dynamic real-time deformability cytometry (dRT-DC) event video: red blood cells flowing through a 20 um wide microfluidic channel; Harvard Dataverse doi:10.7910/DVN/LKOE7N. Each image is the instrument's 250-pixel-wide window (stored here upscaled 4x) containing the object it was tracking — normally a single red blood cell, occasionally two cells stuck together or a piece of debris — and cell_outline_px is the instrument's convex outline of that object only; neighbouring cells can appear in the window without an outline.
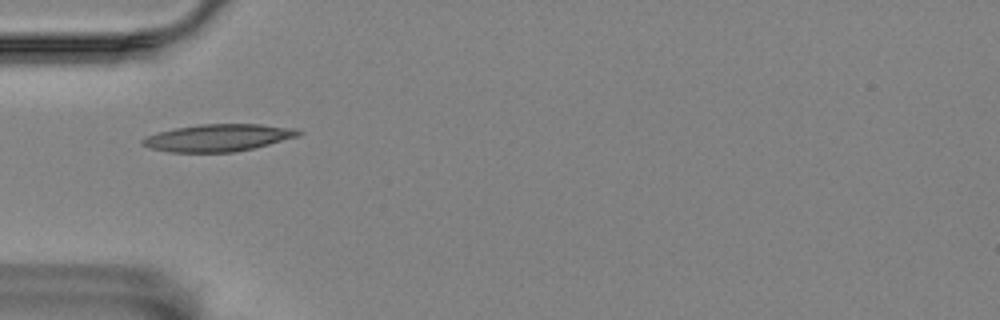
{"species": "Egyptian fruit bat (a non-hibernating species)", "species_latin": "Rousettus aegyptiacus", "temperature_condition": "room temperature", "stored_images_in_passage": 40, "camera_frame_rate_fps": 3000, "um_per_image_px": 0.085, "animal": {"sex": "female"}, "frame": {"image": 1, "passage_image": 1, "time_ms": 0.0, "image_size_px": [1000, 320], "cell_outline_px": [[304, 132], [300, 136], [236, 152], [168, 152], [152, 148], [140, 144], [140, 140], [156, 132], [176, 128], [200, 124], [260, 124], [300, 128]], "centroid_in_image_um": [18.59, 11.7], "position_along_channel_um": 66.4, "area_um2": 24.85}}
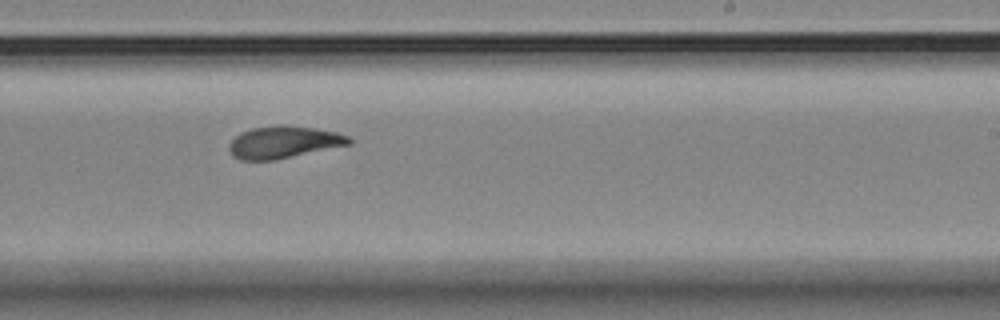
{"frame": {"image": 2, "passage_image": 18, "time_ms": 5.667, "image_size_px": [1000, 320], "cell_outline_px": [[352, 144], [276, 160], [240, 160], [232, 156], [228, 148], [228, 144], [240, 132], [252, 128], [316, 128], [336, 132], [348, 136], [352, 140]], "centroid_in_image_um": [24.11, 12.14], "position_along_channel_um": 264.9, "area_um2": 21.79}}
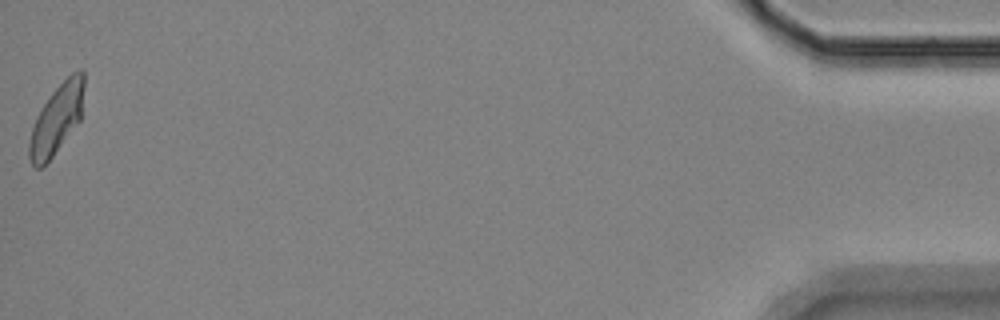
{"frame": {"image": 3, "passage_image": 40, "time_ms": 13.0, "image_size_px": [1000, 320], "cell_outline_px": [[84, 88], [80, 120], [52, 156], [40, 168], [36, 168], [32, 164], [28, 156], [28, 144], [32, 128], [36, 116], [40, 108], [52, 92], [72, 72], [80, 68], [84, 68]], "centroid_in_image_um": [4.81, 10.09], "position_along_channel_um": 430.4, "area_um2": 22.02}, "authors_computed_cell_mechanics": {"area_um2": 22.4842, "velocity_mm_per_s": 3.5012, "shape_relaxation_time_tau1_ms": 5.8593, "shape_relaxation_time_tau2_ms": 2.8243, "deformation_change_tau1": 0.1489, "deformation_change_tau2": 0.0828}}